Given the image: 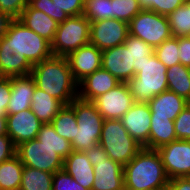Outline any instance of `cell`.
Returning a JSON list of instances; mask_svg holds the SVG:
<instances>
[{
	"mask_svg": "<svg viewBox=\"0 0 190 190\" xmlns=\"http://www.w3.org/2000/svg\"><path fill=\"white\" fill-rule=\"evenodd\" d=\"M7 135L15 146L35 139L43 123L31 109L7 114Z\"/></svg>",
	"mask_w": 190,
	"mask_h": 190,
	"instance_id": "cell-16",
	"label": "cell"
},
{
	"mask_svg": "<svg viewBox=\"0 0 190 190\" xmlns=\"http://www.w3.org/2000/svg\"><path fill=\"white\" fill-rule=\"evenodd\" d=\"M32 67L25 56L0 52V77L25 76L31 74Z\"/></svg>",
	"mask_w": 190,
	"mask_h": 190,
	"instance_id": "cell-28",
	"label": "cell"
},
{
	"mask_svg": "<svg viewBox=\"0 0 190 190\" xmlns=\"http://www.w3.org/2000/svg\"><path fill=\"white\" fill-rule=\"evenodd\" d=\"M129 35L142 39L153 48L172 37L167 16L142 9L129 23Z\"/></svg>",
	"mask_w": 190,
	"mask_h": 190,
	"instance_id": "cell-9",
	"label": "cell"
},
{
	"mask_svg": "<svg viewBox=\"0 0 190 190\" xmlns=\"http://www.w3.org/2000/svg\"><path fill=\"white\" fill-rule=\"evenodd\" d=\"M83 15L90 22L112 19L111 0H85Z\"/></svg>",
	"mask_w": 190,
	"mask_h": 190,
	"instance_id": "cell-34",
	"label": "cell"
},
{
	"mask_svg": "<svg viewBox=\"0 0 190 190\" xmlns=\"http://www.w3.org/2000/svg\"><path fill=\"white\" fill-rule=\"evenodd\" d=\"M167 190H190V177H177L170 179Z\"/></svg>",
	"mask_w": 190,
	"mask_h": 190,
	"instance_id": "cell-44",
	"label": "cell"
},
{
	"mask_svg": "<svg viewBox=\"0 0 190 190\" xmlns=\"http://www.w3.org/2000/svg\"><path fill=\"white\" fill-rule=\"evenodd\" d=\"M36 139L40 141V143L52 147L55 153L62 159L68 157L73 151L71 142L59 136L51 123H46L41 126Z\"/></svg>",
	"mask_w": 190,
	"mask_h": 190,
	"instance_id": "cell-29",
	"label": "cell"
},
{
	"mask_svg": "<svg viewBox=\"0 0 190 190\" xmlns=\"http://www.w3.org/2000/svg\"><path fill=\"white\" fill-rule=\"evenodd\" d=\"M91 22L84 16H70L58 25L51 51L54 56H67L81 46L87 45L90 40Z\"/></svg>",
	"mask_w": 190,
	"mask_h": 190,
	"instance_id": "cell-7",
	"label": "cell"
},
{
	"mask_svg": "<svg viewBox=\"0 0 190 190\" xmlns=\"http://www.w3.org/2000/svg\"><path fill=\"white\" fill-rule=\"evenodd\" d=\"M101 68L120 82H128L135 76L132 67L131 45L121 44L102 51Z\"/></svg>",
	"mask_w": 190,
	"mask_h": 190,
	"instance_id": "cell-14",
	"label": "cell"
},
{
	"mask_svg": "<svg viewBox=\"0 0 190 190\" xmlns=\"http://www.w3.org/2000/svg\"><path fill=\"white\" fill-rule=\"evenodd\" d=\"M99 145L113 161L125 166L143 148L131 137L121 120H104Z\"/></svg>",
	"mask_w": 190,
	"mask_h": 190,
	"instance_id": "cell-6",
	"label": "cell"
},
{
	"mask_svg": "<svg viewBox=\"0 0 190 190\" xmlns=\"http://www.w3.org/2000/svg\"><path fill=\"white\" fill-rule=\"evenodd\" d=\"M36 83L31 74L11 77V95L7 114L30 109Z\"/></svg>",
	"mask_w": 190,
	"mask_h": 190,
	"instance_id": "cell-20",
	"label": "cell"
},
{
	"mask_svg": "<svg viewBox=\"0 0 190 190\" xmlns=\"http://www.w3.org/2000/svg\"><path fill=\"white\" fill-rule=\"evenodd\" d=\"M7 135V117L0 116V136Z\"/></svg>",
	"mask_w": 190,
	"mask_h": 190,
	"instance_id": "cell-46",
	"label": "cell"
},
{
	"mask_svg": "<svg viewBox=\"0 0 190 190\" xmlns=\"http://www.w3.org/2000/svg\"><path fill=\"white\" fill-rule=\"evenodd\" d=\"M125 45H131L132 67H134L135 74L140 71V66L148 57L154 54V48L145 43L142 39L135 38L128 35Z\"/></svg>",
	"mask_w": 190,
	"mask_h": 190,
	"instance_id": "cell-33",
	"label": "cell"
},
{
	"mask_svg": "<svg viewBox=\"0 0 190 190\" xmlns=\"http://www.w3.org/2000/svg\"><path fill=\"white\" fill-rule=\"evenodd\" d=\"M167 67L155 54L140 66V71L130 79L129 86L134 103H148L156 95L168 90Z\"/></svg>",
	"mask_w": 190,
	"mask_h": 190,
	"instance_id": "cell-4",
	"label": "cell"
},
{
	"mask_svg": "<svg viewBox=\"0 0 190 190\" xmlns=\"http://www.w3.org/2000/svg\"><path fill=\"white\" fill-rule=\"evenodd\" d=\"M16 155V146L8 135L0 136V163Z\"/></svg>",
	"mask_w": 190,
	"mask_h": 190,
	"instance_id": "cell-42",
	"label": "cell"
},
{
	"mask_svg": "<svg viewBox=\"0 0 190 190\" xmlns=\"http://www.w3.org/2000/svg\"><path fill=\"white\" fill-rule=\"evenodd\" d=\"M31 75L36 87L64 106L78 98V82L71 73L66 56H54L34 64Z\"/></svg>",
	"mask_w": 190,
	"mask_h": 190,
	"instance_id": "cell-1",
	"label": "cell"
},
{
	"mask_svg": "<svg viewBox=\"0 0 190 190\" xmlns=\"http://www.w3.org/2000/svg\"><path fill=\"white\" fill-rule=\"evenodd\" d=\"M112 18L129 23L141 10L139 0H111Z\"/></svg>",
	"mask_w": 190,
	"mask_h": 190,
	"instance_id": "cell-36",
	"label": "cell"
},
{
	"mask_svg": "<svg viewBox=\"0 0 190 190\" xmlns=\"http://www.w3.org/2000/svg\"><path fill=\"white\" fill-rule=\"evenodd\" d=\"M128 35L127 22L115 18L93 21L90 24L89 43L103 51L124 44Z\"/></svg>",
	"mask_w": 190,
	"mask_h": 190,
	"instance_id": "cell-12",
	"label": "cell"
},
{
	"mask_svg": "<svg viewBox=\"0 0 190 190\" xmlns=\"http://www.w3.org/2000/svg\"><path fill=\"white\" fill-rule=\"evenodd\" d=\"M66 58L74 79L79 83L87 75L101 68L102 51L88 43L69 53Z\"/></svg>",
	"mask_w": 190,
	"mask_h": 190,
	"instance_id": "cell-15",
	"label": "cell"
},
{
	"mask_svg": "<svg viewBox=\"0 0 190 190\" xmlns=\"http://www.w3.org/2000/svg\"><path fill=\"white\" fill-rule=\"evenodd\" d=\"M53 190H88L79 185L64 169L53 174Z\"/></svg>",
	"mask_w": 190,
	"mask_h": 190,
	"instance_id": "cell-39",
	"label": "cell"
},
{
	"mask_svg": "<svg viewBox=\"0 0 190 190\" xmlns=\"http://www.w3.org/2000/svg\"><path fill=\"white\" fill-rule=\"evenodd\" d=\"M177 140L190 141V103L174 120Z\"/></svg>",
	"mask_w": 190,
	"mask_h": 190,
	"instance_id": "cell-38",
	"label": "cell"
},
{
	"mask_svg": "<svg viewBox=\"0 0 190 190\" xmlns=\"http://www.w3.org/2000/svg\"><path fill=\"white\" fill-rule=\"evenodd\" d=\"M69 106L74 110L78 129L76 138L71 141L74 151H86L99 144L104 118L92 102L79 98L74 99Z\"/></svg>",
	"mask_w": 190,
	"mask_h": 190,
	"instance_id": "cell-5",
	"label": "cell"
},
{
	"mask_svg": "<svg viewBox=\"0 0 190 190\" xmlns=\"http://www.w3.org/2000/svg\"><path fill=\"white\" fill-rule=\"evenodd\" d=\"M19 20L50 43L59 25L54 19L39 10L32 9L29 5L22 11Z\"/></svg>",
	"mask_w": 190,
	"mask_h": 190,
	"instance_id": "cell-23",
	"label": "cell"
},
{
	"mask_svg": "<svg viewBox=\"0 0 190 190\" xmlns=\"http://www.w3.org/2000/svg\"><path fill=\"white\" fill-rule=\"evenodd\" d=\"M19 190H53V173L24 166Z\"/></svg>",
	"mask_w": 190,
	"mask_h": 190,
	"instance_id": "cell-30",
	"label": "cell"
},
{
	"mask_svg": "<svg viewBox=\"0 0 190 190\" xmlns=\"http://www.w3.org/2000/svg\"><path fill=\"white\" fill-rule=\"evenodd\" d=\"M168 179L190 177V141L175 140L157 150Z\"/></svg>",
	"mask_w": 190,
	"mask_h": 190,
	"instance_id": "cell-13",
	"label": "cell"
},
{
	"mask_svg": "<svg viewBox=\"0 0 190 190\" xmlns=\"http://www.w3.org/2000/svg\"><path fill=\"white\" fill-rule=\"evenodd\" d=\"M24 165L17 155L0 163L1 190H19Z\"/></svg>",
	"mask_w": 190,
	"mask_h": 190,
	"instance_id": "cell-27",
	"label": "cell"
},
{
	"mask_svg": "<svg viewBox=\"0 0 190 190\" xmlns=\"http://www.w3.org/2000/svg\"><path fill=\"white\" fill-rule=\"evenodd\" d=\"M189 103L182 96L167 90L156 95L147 104L151 111V117L168 118L174 121Z\"/></svg>",
	"mask_w": 190,
	"mask_h": 190,
	"instance_id": "cell-22",
	"label": "cell"
},
{
	"mask_svg": "<svg viewBox=\"0 0 190 190\" xmlns=\"http://www.w3.org/2000/svg\"><path fill=\"white\" fill-rule=\"evenodd\" d=\"M12 20L8 14L0 12V39L7 33Z\"/></svg>",
	"mask_w": 190,
	"mask_h": 190,
	"instance_id": "cell-45",
	"label": "cell"
},
{
	"mask_svg": "<svg viewBox=\"0 0 190 190\" xmlns=\"http://www.w3.org/2000/svg\"><path fill=\"white\" fill-rule=\"evenodd\" d=\"M177 140L174 121L168 118L151 117L149 142L143 147L158 150L160 147Z\"/></svg>",
	"mask_w": 190,
	"mask_h": 190,
	"instance_id": "cell-25",
	"label": "cell"
},
{
	"mask_svg": "<svg viewBox=\"0 0 190 190\" xmlns=\"http://www.w3.org/2000/svg\"><path fill=\"white\" fill-rule=\"evenodd\" d=\"M16 155L26 167L53 174L63 169L64 159L52 147L40 143L36 138L16 146Z\"/></svg>",
	"mask_w": 190,
	"mask_h": 190,
	"instance_id": "cell-10",
	"label": "cell"
},
{
	"mask_svg": "<svg viewBox=\"0 0 190 190\" xmlns=\"http://www.w3.org/2000/svg\"><path fill=\"white\" fill-rule=\"evenodd\" d=\"M0 52L25 56L32 64L51 57V43L25 26L19 19H13L7 33L0 39Z\"/></svg>",
	"mask_w": 190,
	"mask_h": 190,
	"instance_id": "cell-3",
	"label": "cell"
},
{
	"mask_svg": "<svg viewBox=\"0 0 190 190\" xmlns=\"http://www.w3.org/2000/svg\"><path fill=\"white\" fill-rule=\"evenodd\" d=\"M11 95V77H0V116H7Z\"/></svg>",
	"mask_w": 190,
	"mask_h": 190,
	"instance_id": "cell-41",
	"label": "cell"
},
{
	"mask_svg": "<svg viewBox=\"0 0 190 190\" xmlns=\"http://www.w3.org/2000/svg\"><path fill=\"white\" fill-rule=\"evenodd\" d=\"M64 105L43 90L35 87L30 109L43 123H51Z\"/></svg>",
	"mask_w": 190,
	"mask_h": 190,
	"instance_id": "cell-24",
	"label": "cell"
},
{
	"mask_svg": "<svg viewBox=\"0 0 190 190\" xmlns=\"http://www.w3.org/2000/svg\"><path fill=\"white\" fill-rule=\"evenodd\" d=\"M180 64L190 67V36L178 37Z\"/></svg>",
	"mask_w": 190,
	"mask_h": 190,
	"instance_id": "cell-43",
	"label": "cell"
},
{
	"mask_svg": "<svg viewBox=\"0 0 190 190\" xmlns=\"http://www.w3.org/2000/svg\"><path fill=\"white\" fill-rule=\"evenodd\" d=\"M178 37H171L154 48V54L167 68L180 63Z\"/></svg>",
	"mask_w": 190,
	"mask_h": 190,
	"instance_id": "cell-35",
	"label": "cell"
},
{
	"mask_svg": "<svg viewBox=\"0 0 190 190\" xmlns=\"http://www.w3.org/2000/svg\"><path fill=\"white\" fill-rule=\"evenodd\" d=\"M168 91L182 96L190 102V67L180 63L167 68Z\"/></svg>",
	"mask_w": 190,
	"mask_h": 190,
	"instance_id": "cell-26",
	"label": "cell"
},
{
	"mask_svg": "<svg viewBox=\"0 0 190 190\" xmlns=\"http://www.w3.org/2000/svg\"><path fill=\"white\" fill-rule=\"evenodd\" d=\"M84 152L94 169L92 190H124V166L110 159L99 144Z\"/></svg>",
	"mask_w": 190,
	"mask_h": 190,
	"instance_id": "cell-8",
	"label": "cell"
},
{
	"mask_svg": "<svg viewBox=\"0 0 190 190\" xmlns=\"http://www.w3.org/2000/svg\"><path fill=\"white\" fill-rule=\"evenodd\" d=\"M128 134L144 147L149 142L151 111L147 103H134L120 119Z\"/></svg>",
	"mask_w": 190,
	"mask_h": 190,
	"instance_id": "cell-17",
	"label": "cell"
},
{
	"mask_svg": "<svg viewBox=\"0 0 190 190\" xmlns=\"http://www.w3.org/2000/svg\"><path fill=\"white\" fill-rule=\"evenodd\" d=\"M167 18L173 37L190 36V10L185 4L179 6Z\"/></svg>",
	"mask_w": 190,
	"mask_h": 190,
	"instance_id": "cell-32",
	"label": "cell"
},
{
	"mask_svg": "<svg viewBox=\"0 0 190 190\" xmlns=\"http://www.w3.org/2000/svg\"><path fill=\"white\" fill-rule=\"evenodd\" d=\"M187 8L190 10V0H185V3H184Z\"/></svg>",
	"mask_w": 190,
	"mask_h": 190,
	"instance_id": "cell-47",
	"label": "cell"
},
{
	"mask_svg": "<svg viewBox=\"0 0 190 190\" xmlns=\"http://www.w3.org/2000/svg\"><path fill=\"white\" fill-rule=\"evenodd\" d=\"M168 182L157 150L142 148L124 166V190H167Z\"/></svg>",
	"mask_w": 190,
	"mask_h": 190,
	"instance_id": "cell-2",
	"label": "cell"
},
{
	"mask_svg": "<svg viewBox=\"0 0 190 190\" xmlns=\"http://www.w3.org/2000/svg\"><path fill=\"white\" fill-rule=\"evenodd\" d=\"M27 5L28 0H0V12L8 14L13 19H19Z\"/></svg>",
	"mask_w": 190,
	"mask_h": 190,
	"instance_id": "cell-40",
	"label": "cell"
},
{
	"mask_svg": "<svg viewBox=\"0 0 190 190\" xmlns=\"http://www.w3.org/2000/svg\"><path fill=\"white\" fill-rule=\"evenodd\" d=\"M63 169L82 187L92 190L94 169L85 152L72 151L64 159Z\"/></svg>",
	"mask_w": 190,
	"mask_h": 190,
	"instance_id": "cell-21",
	"label": "cell"
},
{
	"mask_svg": "<svg viewBox=\"0 0 190 190\" xmlns=\"http://www.w3.org/2000/svg\"><path fill=\"white\" fill-rule=\"evenodd\" d=\"M121 82L107 70L100 68L78 83V98L92 102L95 98L115 88Z\"/></svg>",
	"mask_w": 190,
	"mask_h": 190,
	"instance_id": "cell-18",
	"label": "cell"
},
{
	"mask_svg": "<svg viewBox=\"0 0 190 190\" xmlns=\"http://www.w3.org/2000/svg\"><path fill=\"white\" fill-rule=\"evenodd\" d=\"M92 103L104 120H120L134 104L127 82H121L115 88L95 98Z\"/></svg>",
	"mask_w": 190,
	"mask_h": 190,
	"instance_id": "cell-11",
	"label": "cell"
},
{
	"mask_svg": "<svg viewBox=\"0 0 190 190\" xmlns=\"http://www.w3.org/2000/svg\"><path fill=\"white\" fill-rule=\"evenodd\" d=\"M84 2L85 0H28V5L60 24L70 16L83 15Z\"/></svg>",
	"mask_w": 190,
	"mask_h": 190,
	"instance_id": "cell-19",
	"label": "cell"
},
{
	"mask_svg": "<svg viewBox=\"0 0 190 190\" xmlns=\"http://www.w3.org/2000/svg\"><path fill=\"white\" fill-rule=\"evenodd\" d=\"M184 3L185 0H139L142 9L154 11L164 16H168Z\"/></svg>",
	"mask_w": 190,
	"mask_h": 190,
	"instance_id": "cell-37",
	"label": "cell"
},
{
	"mask_svg": "<svg viewBox=\"0 0 190 190\" xmlns=\"http://www.w3.org/2000/svg\"><path fill=\"white\" fill-rule=\"evenodd\" d=\"M51 125L54 127L55 132L64 139L71 142L76 138L78 124L75 112L69 105H65L58 112L57 116L51 121Z\"/></svg>",
	"mask_w": 190,
	"mask_h": 190,
	"instance_id": "cell-31",
	"label": "cell"
}]
</instances>
